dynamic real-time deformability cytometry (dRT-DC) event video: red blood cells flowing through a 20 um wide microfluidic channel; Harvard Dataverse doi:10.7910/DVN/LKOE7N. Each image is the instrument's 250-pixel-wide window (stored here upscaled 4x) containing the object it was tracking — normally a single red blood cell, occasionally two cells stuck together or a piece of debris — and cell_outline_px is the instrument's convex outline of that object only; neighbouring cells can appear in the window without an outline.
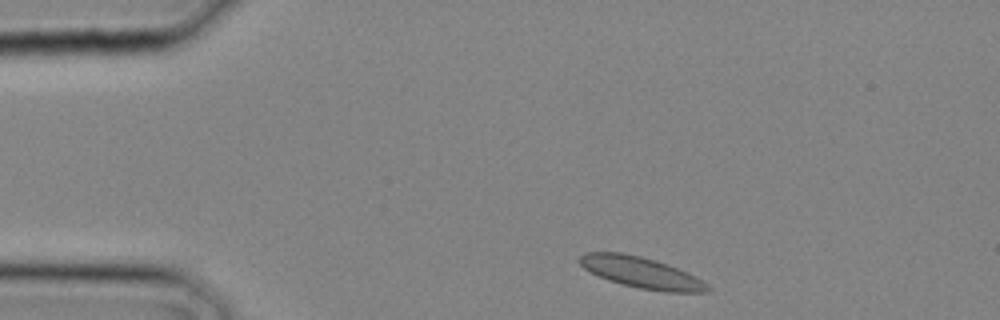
{"species": "common noctule bat (a hibernating species)", "species_latin": "Nyctalus noctula", "temperature_condition": "cold", "stored_images_in_passage": 18, "camera_frame_rate_fps": 3000, "um_per_image_px": 0.085, "animal": {"sex": "male", "body_mass_g": 20.4}, "frame": {"image": 1, "passage_image": 1, "time_ms": 0.0, "image_size_px": [1000, 320], "cell_outline_px": [[712, 288], [708, 292], [664, 292], [640, 288], [608, 280], [584, 268], [576, 260], [584, 252], [624, 252], [656, 260], [668, 264], [688, 272], [696, 276], [708, 284]], "centroid_in_image_um": [54.54, 23.16], "position_along_channel_um": 30.5, "area_um2": 23.29}}
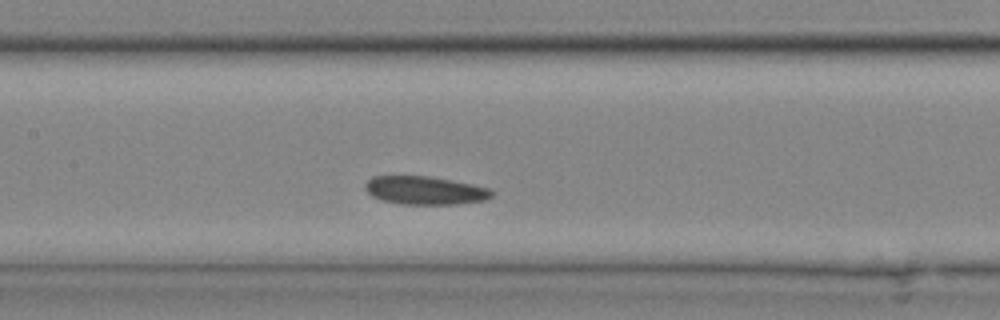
{"frame": {"image": 2, "passage_image": 10, "time_ms": 3.0, "image_size_px": [1000, 320], "cell_outline_px": [[492, 196], [484, 200], [456, 204], [404, 204], [380, 200], [372, 196], [364, 188], [364, 184], [372, 176], [428, 176], [472, 184], [492, 188]], "centroid_in_image_um": [36.1, 16.18], "position_along_channel_um": 171.3, "area_um2": 20.81}}
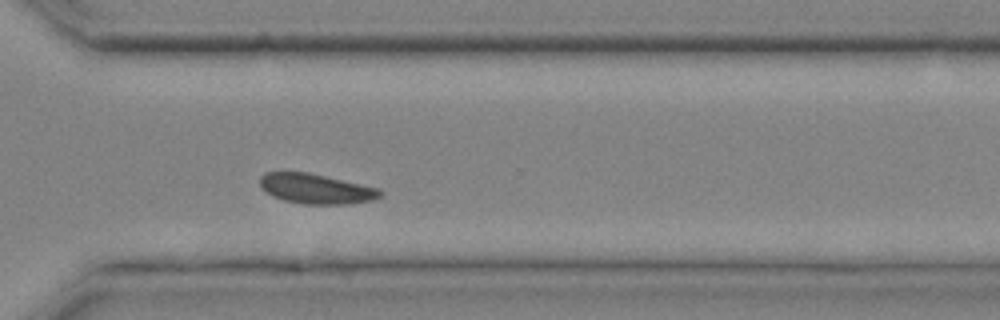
{"frame": {"image": 3, "passage_image": 18, "time_ms": 5.667, "image_size_px": [1000, 320], "cell_outline_px": [[384, 192], [380, 196], [372, 200], [344, 204], [304, 204], [284, 200], [272, 196], [260, 184], [260, 176], [264, 172], [308, 172], [380, 188]], "centroid_in_image_um": [26.88, 16.04], "position_along_channel_um": 343.7, "area_um2": 20.87}}